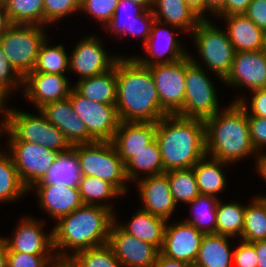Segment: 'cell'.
I'll return each mask as SVG.
<instances>
[{
  "label": "cell",
  "instance_id": "836d02e7",
  "mask_svg": "<svg viewBox=\"0 0 266 267\" xmlns=\"http://www.w3.org/2000/svg\"><path fill=\"white\" fill-rule=\"evenodd\" d=\"M78 189L83 204L103 206L112 211L114 210L113 207L109 205V202H107L108 204H101V201L113 199L120 195L122 196L111 183L94 176H82L79 181Z\"/></svg>",
  "mask_w": 266,
  "mask_h": 267
},
{
  "label": "cell",
  "instance_id": "8d00e7d4",
  "mask_svg": "<svg viewBox=\"0 0 266 267\" xmlns=\"http://www.w3.org/2000/svg\"><path fill=\"white\" fill-rule=\"evenodd\" d=\"M219 198L208 195H199L189 206H192V216L184 219L204 234L216 233V210ZM193 217V218H192Z\"/></svg>",
  "mask_w": 266,
  "mask_h": 267
},
{
  "label": "cell",
  "instance_id": "f6af8a7d",
  "mask_svg": "<svg viewBox=\"0 0 266 267\" xmlns=\"http://www.w3.org/2000/svg\"><path fill=\"white\" fill-rule=\"evenodd\" d=\"M21 85H23V77L12 67L0 46V86L11 94L12 90L19 89Z\"/></svg>",
  "mask_w": 266,
  "mask_h": 267
},
{
  "label": "cell",
  "instance_id": "603a6c76",
  "mask_svg": "<svg viewBox=\"0 0 266 267\" xmlns=\"http://www.w3.org/2000/svg\"><path fill=\"white\" fill-rule=\"evenodd\" d=\"M157 126L158 122L120 121L111 142L124 164L155 139Z\"/></svg>",
  "mask_w": 266,
  "mask_h": 267
},
{
  "label": "cell",
  "instance_id": "91938a15",
  "mask_svg": "<svg viewBox=\"0 0 266 267\" xmlns=\"http://www.w3.org/2000/svg\"><path fill=\"white\" fill-rule=\"evenodd\" d=\"M0 267H7V246L0 236Z\"/></svg>",
  "mask_w": 266,
  "mask_h": 267
},
{
  "label": "cell",
  "instance_id": "3957f363",
  "mask_svg": "<svg viewBox=\"0 0 266 267\" xmlns=\"http://www.w3.org/2000/svg\"><path fill=\"white\" fill-rule=\"evenodd\" d=\"M155 139L164 172L193 167L206 154L205 122L166 115L158 121Z\"/></svg>",
  "mask_w": 266,
  "mask_h": 267
},
{
  "label": "cell",
  "instance_id": "f546056e",
  "mask_svg": "<svg viewBox=\"0 0 266 267\" xmlns=\"http://www.w3.org/2000/svg\"><path fill=\"white\" fill-rule=\"evenodd\" d=\"M230 165L228 162L217 160L209 156L203 157L192 168L196 177L200 195L217 197V194L226 188V176L223 166Z\"/></svg>",
  "mask_w": 266,
  "mask_h": 267
},
{
  "label": "cell",
  "instance_id": "52a82bcc",
  "mask_svg": "<svg viewBox=\"0 0 266 267\" xmlns=\"http://www.w3.org/2000/svg\"><path fill=\"white\" fill-rule=\"evenodd\" d=\"M195 59L191 54L186 57L184 103L177 115L205 121L219 112L220 108L214 83Z\"/></svg>",
  "mask_w": 266,
  "mask_h": 267
},
{
  "label": "cell",
  "instance_id": "ba28073f",
  "mask_svg": "<svg viewBox=\"0 0 266 267\" xmlns=\"http://www.w3.org/2000/svg\"><path fill=\"white\" fill-rule=\"evenodd\" d=\"M45 26L12 24L0 37V46L12 67L24 78L35 68Z\"/></svg>",
  "mask_w": 266,
  "mask_h": 267
},
{
  "label": "cell",
  "instance_id": "d6a6232c",
  "mask_svg": "<svg viewBox=\"0 0 266 267\" xmlns=\"http://www.w3.org/2000/svg\"><path fill=\"white\" fill-rule=\"evenodd\" d=\"M251 202L245 207L244 227L240 237V240L249 243L266 240V198L256 195Z\"/></svg>",
  "mask_w": 266,
  "mask_h": 267
},
{
  "label": "cell",
  "instance_id": "9f6ffc18",
  "mask_svg": "<svg viewBox=\"0 0 266 267\" xmlns=\"http://www.w3.org/2000/svg\"><path fill=\"white\" fill-rule=\"evenodd\" d=\"M255 163V170H257L258 174L266 181V152L258 153ZM258 197L266 198V195H258Z\"/></svg>",
  "mask_w": 266,
  "mask_h": 267
},
{
  "label": "cell",
  "instance_id": "83f0119b",
  "mask_svg": "<svg viewBox=\"0 0 266 267\" xmlns=\"http://www.w3.org/2000/svg\"><path fill=\"white\" fill-rule=\"evenodd\" d=\"M127 224L118 223L128 234L150 243L161 250L167 224L166 219L155 216L140 208Z\"/></svg>",
  "mask_w": 266,
  "mask_h": 267
},
{
  "label": "cell",
  "instance_id": "277c9868",
  "mask_svg": "<svg viewBox=\"0 0 266 267\" xmlns=\"http://www.w3.org/2000/svg\"><path fill=\"white\" fill-rule=\"evenodd\" d=\"M221 111L204 121L207 156L231 164L258 155L251 143L245 108L233 101Z\"/></svg>",
  "mask_w": 266,
  "mask_h": 267
},
{
  "label": "cell",
  "instance_id": "4dcf8cb0",
  "mask_svg": "<svg viewBox=\"0 0 266 267\" xmlns=\"http://www.w3.org/2000/svg\"><path fill=\"white\" fill-rule=\"evenodd\" d=\"M81 177L77 154L73 149H70L58 154L44 179L37 184H56L78 187Z\"/></svg>",
  "mask_w": 266,
  "mask_h": 267
},
{
  "label": "cell",
  "instance_id": "d590c367",
  "mask_svg": "<svg viewBox=\"0 0 266 267\" xmlns=\"http://www.w3.org/2000/svg\"><path fill=\"white\" fill-rule=\"evenodd\" d=\"M27 191L11 155L0 150V202L18 201Z\"/></svg>",
  "mask_w": 266,
  "mask_h": 267
},
{
  "label": "cell",
  "instance_id": "bcb514c9",
  "mask_svg": "<svg viewBox=\"0 0 266 267\" xmlns=\"http://www.w3.org/2000/svg\"><path fill=\"white\" fill-rule=\"evenodd\" d=\"M252 92L253 95L251 97V101H246L247 99L245 97H240L236 98L234 102H239L243 106V108H245L247 117L266 118V87L253 90Z\"/></svg>",
  "mask_w": 266,
  "mask_h": 267
},
{
  "label": "cell",
  "instance_id": "44dd1931",
  "mask_svg": "<svg viewBox=\"0 0 266 267\" xmlns=\"http://www.w3.org/2000/svg\"><path fill=\"white\" fill-rule=\"evenodd\" d=\"M39 110L51 124L64 134L71 146L96 142L88 133L86 125L73 110L69 97L49 102Z\"/></svg>",
  "mask_w": 266,
  "mask_h": 267
},
{
  "label": "cell",
  "instance_id": "ffe728a7",
  "mask_svg": "<svg viewBox=\"0 0 266 267\" xmlns=\"http://www.w3.org/2000/svg\"><path fill=\"white\" fill-rule=\"evenodd\" d=\"M160 252L172 259L194 264L204 233L186 221L168 224Z\"/></svg>",
  "mask_w": 266,
  "mask_h": 267
},
{
  "label": "cell",
  "instance_id": "11a10c76",
  "mask_svg": "<svg viewBox=\"0 0 266 267\" xmlns=\"http://www.w3.org/2000/svg\"><path fill=\"white\" fill-rule=\"evenodd\" d=\"M12 25L8 13L6 11L5 5L2 0H0V37L7 31V29Z\"/></svg>",
  "mask_w": 266,
  "mask_h": 267
},
{
  "label": "cell",
  "instance_id": "60d3db41",
  "mask_svg": "<svg viewBox=\"0 0 266 267\" xmlns=\"http://www.w3.org/2000/svg\"><path fill=\"white\" fill-rule=\"evenodd\" d=\"M67 261L73 267H122L108 244L79 251Z\"/></svg>",
  "mask_w": 266,
  "mask_h": 267
},
{
  "label": "cell",
  "instance_id": "484cf974",
  "mask_svg": "<svg viewBox=\"0 0 266 267\" xmlns=\"http://www.w3.org/2000/svg\"><path fill=\"white\" fill-rule=\"evenodd\" d=\"M152 12L164 25L190 33L201 20L184 0H153Z\"/></svg>",
  "mask_w": 266,
  "mask_h": 267
},
{
  "label": "cell",
  "instance_id": "e7e4bbea",
  "mask_svg": "<svg viewBox=\"0 0 266 267\" xmlns=\"http://www.w3.org/2000/svg\"><path fill=\"white\" fill-rule=\"evenodd\" d=\"M1 128H2V124L0 123V137H1Z\"/></svg>",
  "mask_w": 266,
  "mask_h": 267
},
{
  "label": "cell",
  "instance_id": "30bf717a",
  "mask_svg": "<svg viewBox=\"0 0 266 267\" xmlns=\"http://www.w3.org/2000/svg\"><path fill=\"white\" fill-rule=\"evenodd\" d=\"M8 144L10 150L7 151L28 190L44 179L59 154L40 144L24 141H9Z\"/></svg>",
  "mask_w": 266,
  "mask_h": 267
},
{
  "label": "cell",
  "instance_id": "74e56055",
  "mask_svg": "<svg viewBox=\"0 0 266 267\" xmlns=\"http://www.w3.org/2000/svg\"><path fill=\"white\" fill-rule=\"evenodd\" d=\"M12 24L44 26L43 0H2Z\"/></svg>",
  "mask_w": 266,
  "mask_h": 267
},
{
  "label": "cell",
  "instance_id": "cb8c5ba5",
  "mask_svg": "<svg viewBox=\"0 0 266 267\" xmlns=\"http://www.w3.org/2000/svg\"><path fill=\"white\" fill-rule=\"evenodd\" d=\"M35 187V189H34ZM34 189L41 208L47 212L55 221L67 216L83 205L78 187L56 185V184H35Z\"/></svg>",
  "mask_w": 266,
  "mask_h": 267
},
{
  "label": "cell",
  "instance_id": "7c38bea8",
  "mask_svg": "<svg viewBox=\"0 0 266 267\" xmlns=\"http://www.w3.org/2000/svg\"><path fill=\"white\" fill-rule=\"evenodd\" d=\"M161 109L177 115L183 109L185 96L186 57L178 62L150 66Z\"/></svg>",
  "mask_w": 266,
  "mask_h": 267
},
{
  "label": "cell",
  "instance_id": "6125c7cd",
  "mask_svg": "<svg viewBox=\"0 0 266 267\" xmlns=\"http://www.w3.org/2000/svg\"><path fill=\"white\" fill-rule=\"evenodd\" d=\"M262 51L266 53V29L263 30Z\"/></svg>",
  "mask_w": 266,
  "mask_h": 267
},
{
  "label": "cell",
  "instance_id": "7a4b0ae2",
  "mask_svg": "<svg viewBox=\"0 0 266 267\" xmlns=\"http://www.w3.org/2000/svg\"><path fill=\"white\" fill-rule=\"evenodd\" d=\"M114 221V211L85 204L60 218L52 230L53 249L58 251L54 252L57 260L67 261L79 251L107 244ZM67 250H72V254Z\"/></svg>",
  "mask_w": 266,
  "mask_h": 267
},
{
  "label": "cell",
  "instance_id": "d6986e66",
  "mask_svg": "<svg viewBox=\"0 0 266 267\" xmlns=\"http://www.w3.org/2000/svg\"><path fill=\"white\" fill-rule=\"evenodd\" d=\"M44 221L23 217L10 238L1 237L7 250L28 254H53V234L45 233Z\"/></svg>",
  "mask_w": 266,
  "mask_h": 267
},
{
  "label": "cell",
  "instance_id": "6f0895ef",
  "mask_svg": "<svg viewBox=\"0 0 266 267\" xmlns=\"http://www.w3.org/2000/svg\"><path fill=\"white\" fill-rule=\"evenodd\" d=\"M8 95L9 94L0 86V113H3L2 116L4 117L2 119V122H0L2 125H3L4 121H5L6 116H7V112L9 111L8 108H5L7 106H4L5 105V101H7L5 99L9 98Z\"/></svg>",
  "mask_w": 266,
  "mask_h": 267
},
{
  "label": "cell",
  "instance_id": "e575fe53",
  "mask_svg": "<svg viewBox=\"0 0 266 267\" xmlns=\"http://www.w3.org/2000/svg\"><path fill=\"white\" fill-rule=\"evenodd\" d=\"M245 207L243 204L218 200L216 210V234L241 237L244 227Z\"/></svg>",
  "mask_w": 266,
  "mask_h": 267
},
{
  "label": "cell",
  "instance_id": "f907efd6",
  "mask_svg": "<svg viewBox=\"0 0 266 267\" xmlns=\"http://www.w3.org/2000/svg\"><path fill=\"white\" fill-rule=\"evenodd\" d=\"M252 0H226L224 5L214 14L218 16H229L244 14Z\"/></svg>",
  "mask_w": 266,
  "mask_h": 267
},
{
  "label": "cell",
  "instance_id": "ee69618b",
  "mask_svg": "<svg viewBox=\"0 0 266 267\" xmlns=\"http://www.w3.org/2000/svg\"><path fill=\"white\" fill-rule=\"evenodd\" d=\"M119 0H82L80 11L87 12L105 27L111 20Z\"/></svg>",
  "mask_w": 266,
  "mask_h": 267
},
{
  "label": "cell",
  "instance_id": "f35d334b",
  "mask_svg": "<svg viewBox=\"0 0 266 267\" xmlns=\"http://www.w3.org/2000/svg\"><path fill=\"white\" fill-rule=\"evenodd\" d=\"M175 204H188L200 195L193 168L165 172Z\"/></svg>",
  "mask_w": 266,
  "mask_h": 267
},
{
  "label": "cell",
  "instance_id": "db71d44e",
  "mask_svg": "<svg viewBox=\"0 0 266 267\" xmlns=\"http://www.w3.org/2000/svg\"><path fill=\"white\" fill-rule=\"evenodd\" d=\"M258 255L257 267H266V240L252 242Z\"/></svg>",
  "mask_w": 266,
  "mask_h": 267
},
{
  "label": "cell",
  "instance_id": "d4e9b609",
  "mask_svg": "<svg viewBox=\"0 0 266 267\" xmlns=\"http://www.w3.org/2000/svg\"><path fill=\"white\" fill-rule=\"evenodd\" d=\"M226 20V32L235 52L261 51L263 30L245 14L222 16Z\"/></svg>",
  "mask_w": 266,
  "mask_h": 267
},
{
  "label": "cell",
  "instance_id": "b9f144b4",
  "mask_svg": "<svg viewBox=\"0 0 266 267\" xmlns=\"http://www.w3.org/2000/svg\"><path fill=\"white\" fill-rule=\"evenodd\" d=\"M58 267L55 254H28L7 250V267Z\"/></svg>",
  "mask_w": 266,
  "mask_h": 267
},
{
  "label": "cell",
  "instance_id": "9a60e30c",
  "mask_svg": "<svg viewBox=\"0 0 266 267\" xmlns=\"http://www.w3.org/2000/svg\"><path fill=\"white\" fill-rule=\"evenodd\" d=\"M152 10H145L130 0H119L110 22L104 27L118 36L133 35L143 38L144 44L150 37L155 21Z\"/></svg>",
  "mask_w": 266,
  "mask_h": 267
},
{
  "label": "cell",
  "instance_id": "7402d4cb",
  "mask_svg": "<svg viewBox=\"0 0 266 267\" xmlns=\"http://www.w3.org/2000/svg\"><path fill=\"white\" fill-rule=\"evenodd\" d=\"M136 182L143 203L141 209L168 221L177 205L170 191L166 173L142 177Z\"/></svg>",
  "mask_w": 266,
  "mask_h": 267
},
{
  "label": "cell",
  "instance_id": "ac0fdd59",
  "mask_svg": "<svg viewBox=\"0 0 266 267\" xmlns=\"http://www.w3.org/2000/svg\"><path fill=\"white\" fill-rule=\"evenodd\" d=\"M223 84L246 87L253 91L266 87V53L264 51L235 52L234 61Z\"/></svg>",
  "mask_w": 266,
  "mask_h": 267
},
{
  "label": "cell",
  "instance_id": "5b68a950",
  "mask_svg": "<svg viewBox=\"0 0 266 267\" xmlns=\"http://www.w3.org/2000/svg\"><path fill=\"white\" fill-rule=\"evenodd\" d=\"M33 115L9 108L1 128V135L7 132L9 141H24L40 144L59 153L72 149L64 134L51 124L40 111Z\"/></svg>",
  "mask_w": 266,
  "mask_h": 267
},
{
  "label": "cell",
  "instance_id": "6da1fadb",
  "mask_svg": "<svg viewBox=\"0 0 266 267\" xmlns=\"http://www.w3.org/2000/svg\"><path fill=\"white\" fill-rule=\"evenodd\" d=\"M116 108L123 122H158L167 114L161 109L150 68L133 57L116 62Z\"/></svg>",
  "mask_w": 266,
  "mask_h": 267
},
{
  "label": "cell",
  "instance_id": "681fc988",
  "mask_svg": "<svg viewBox=\"0 0 266 267\" xmlns=\"http://www.w3.org/2000/svg\"><path fill=\"white\" fill-rule=\"evenodd\" d=\"M244 14L260 29H266V0H252Z\"/></svg>",
  "mask_w": 266,
  "mask_h": 267
},
{
  "label": "cell",
  "instance_id": "4fadbf2b",
  "mask_svg": "<svg viewBox=\"0 0 266 267\" xmlns=\"http://www.w3.org/2000/svg\"><path fill=\"white\" fill-rule=\"evenodd\" d=\"M112 223L108 245L120 261L122 267H153L160 250L143 240L125 232L118 221Z\"/></svg>",
  "mask_w": 266,
  "mask_h": 267
},
{
  "label": "cell",
  "instance_id": "4316f807",
  "mask_svg": "<svg viewBox=\"0 0 266 267\" xmlns=\"http://www.w3.org/2000/svg\"><path fill=\"white\" fill-rule=\"evenodd\" d=\"M77 82L72 88L79 95L97 103L116 105V63L113 68L100 75L79 79Z\"/></svg>",
  "mask_w": 266,
  "mask_h": 267
},
{
  "label": "cell",
  "instance_id": "9c48e42d",
  "mask_svg": "<svg viewBox=\"0 0 266 267\" xmlns=\"http://www.w3.org/2000/svg\"><path fill=\"white\" fill-rule=\"evenodd\" d=\"M191 35L199 52V58L222 82L229 74L234 61L235 49L226 30L208 19H201Z\"/></svg>",
  "mask_w": 266,
  "mask_h": 267
},
{
  "label": "cell",
  "instance_id": "94428289",
  "mask_svg": "<svg viewBox=\"0 0 266 267\" xmlns=\"http://www.w3.org/2000/svg\"><path fill=\"white\" fill-rule=\"evenodd\" d=\"M133 3L139 4L145 10H152L153 7V0H130Z\"/></svg>",
  "mask_w": 266,
  "mask_h": 267
},
{
  "label": "cell",
  "instance_id": "7bdbcfd3",
  "mask_svg": "<svg viewBox=\"0 0 266 267\" xmlns=\"http://www.w3.org/2000/svg\"><path fill=\"white\" fill-rule=\"evenodd\" d=\"M81 4L82 0H43L44 26L79 11Z\"/></svg>",
  "mask_w": 266,
  "mask_h": 267
},
{
  "label": "cell",
  "instance_id": "be15d7a7",
  "mask_svg": "<svg viewBox=\"0 0 266 267\" xmlns=\"http://www.w3.org/2000/svg\"><path fill=\"white\" fill-rule=\"evenodd\" d=\"M58 267H73L68 261L59 262Z\"/></svg>",
  "mask_w": 266,
  "mask_h": 267
},
{
  "label": "cell",
  "instance_id": "f1b7e54d",
  "mask_svg": "<svg viewBox=\"0 0 266 267\" xmlns=\"http://www.w3.org/2000/svg\"><path fill=\"white\" fill-rule=\"evenodd\" d=\"M230 236L210 233L204 234L194 267H231L233 251L228 239Z\"/></svg>",
  "mask_w": 266,
  "mask_h": 267
},
{
  "label": "cell",
  "instance_id": "c3c4849f",
  "mask_svg": "<svg viewBox=\"0 0 266 267\" xmlns=\"http://www.w3.org/2000/svg\"><path fill=\"white\" fill-rule=\"evenodd\" d=\"M233 250L232 262L235 267H257L258 255L252 243L241 240Z\"/></svg>",
  "mask_w": 266,
  "mask_h": 267
},
{
  "label": "cell",
  "instance_id": "1f68e13d",
  "mask_svg": "<svg viewBox=\"0 0 266 267\" xmlns=\"http://www.w3.org/2000/svg\"><path fill=\"white\" fill-rule=\"evenodd\" d=\"M125 171L129 182L139 180L140 171L147 173L145 177L165 173L156 139L125 164Z\"/></svg>",
  "mask_w": 266,
  "mask_h": 267
},
{
  "label": "cell",
  "instance_id": "e0dca14e",
  "mask_svg": "<svg viewBox=\"0 0 266 267\" xmlns=\"http://www.w3.org/2000/svg\"><path fill=\"white\" fill-rule=\"evenodd\" d=\"M161 25L163 26L164 23L158 20L154 21L150 37L143 44L147 57L145 55V58L139 56L135 58L143 66L150 67L158 64L178 62L189 55L185 48L183 49L182 43L177 39V36H175L176 33L171 32L169 27L161 28ZM160 39H162L161 43L164 45L159 43Z\"/></svg>",
  "mask_w": 266,
  "mask_h": 267
},
{
  "label": "cell",
  "instance_id": "5bb4252c",
  "mask_svg": "<svg viewBox=\"0 0 266 267\" xmlns=\"http://www.w3.org/2000/svg\"><path fill=\"white\" fill-rule=\"evenodd\" d=\"M99 37L86 36L74 47L69 56V70L79 79L100 75L115 66L121 56H110L104 51Z\"/></svg>",
  "mask_w": 266,
  "mask_h": 267
},
{
  "label": "cell",
  "instance_id": "8992f818",
  "mask_svg": "<svg viewBox=\"0 0 266 267\" xmlns=\"http://www.w3.org/2000/svg\"><path fill=\"white\" fill-rule=\"evenodd\" d=\"M82 176H94L111 183L122 195L127 192L125 164L111 141H96L72 146Z\"/></svg>",
  "mask_w": 266,
  "mask_h": 267
},
{
  "label": "cell",
  "instance_id": "ab89813d",
  "mask_svg": "<svg viewBox=\"0 0 266 267\" xmlns=\"http://www.w3.org/2000/svg\"><path fill=\"white\" fill-rule=\"evenodd\" d=\"M47 42V43H46ZM69 69V55L62 44L51 46L48 40L41 44L35 68L32 72L64 75Z\"/></svg>",
  "mask_w": 266,
  "mask_h": 267
},
{
  "label": "cell",
  "instance_id": "7dc6e473",
  "mask_svg": "<svg viewBox=\"0 0 266 267\" xmlns=\"http://www.w3.org/2000/svg\"><path fill=\"white\" fill-rule=\"evenodd\" d=\"M247 121L252 146L257 153L264 152L266 149V118L247 117Z\"/></svg>",
  "mask_w": 266,
  "mask_h": 267
},
{
  "label": "cell",
  "instance_id": "8fae6325",
  "mask_svg": "<svg viewBox=\"0 0 266 267\" xmlns=\"http://www.w3.org/2000/svg\"><path fill=\"white\" fill-rule=\"evenodd\" d=\"M69 99L73 110L96 141H112L120 123L116 105L90 101L73 88Z\"/></svg>",
  "mask_w": 266,
  "mask_h": 267
},
{
  "label": "cell",
  "instance_id": "680465c9",
  "mask_svg": "<svg viewBox=\"0 0 266 267\" xmlns=\"http://www.w3.org/2000/svg\"><path fill=\"white\" fill-rule=\"evenodd\" d=\"M226 0H204L205 5L215 14Z\"/></svg>",
  "mask_w": 266,
  "mask_h": 267
},
{
  "label": "cell",
  "instance_id": "2e32d148",
  "mask_svg": "<svg viewBox=\"0 0 266 267\" xmlns=\"http://www.w3.org/2000/svg\"><path fill=\"white\" fill-rule=\"evenodd\" d=\"M71 87L66 75L30 72L23 78L21 88L24 97L39 110L49 102L68 98Z\"/></svg>",
  "mask_w": 266,
  "mask_h": 267
},
{
  "label": "cell",
  "instance_id": "f5cc1de1",
  "mask_svg": "<svg viewBox=\"0 0 266 267\" xmlns=\"http://www.w3.org/2000/svg\"><path fill=\"white\" fill-rule=\"evenodd\" d=\"M184 2L196 13L200 19H207L204 13H214L205 5L204 0H184Z\"/></svg>",
  "mask_w": 266,
  "mask_h": 267
},
{
  "label": "cell",
  "instance_id": "816d5d0a",
  "mask_svg": "<svg viewBox=\"0 0 266 267\" xmlns=\"http://www.w3.org/2000/svg\"><path fill=\"white\" fill-rule=\"evenodd\" d=\"M153 267H194V266L184 261L169 258L163 255L161 252H159Z\"/></svg>",
  "mask_w": 266,
  "mask_h": 267
}]
</instances>
